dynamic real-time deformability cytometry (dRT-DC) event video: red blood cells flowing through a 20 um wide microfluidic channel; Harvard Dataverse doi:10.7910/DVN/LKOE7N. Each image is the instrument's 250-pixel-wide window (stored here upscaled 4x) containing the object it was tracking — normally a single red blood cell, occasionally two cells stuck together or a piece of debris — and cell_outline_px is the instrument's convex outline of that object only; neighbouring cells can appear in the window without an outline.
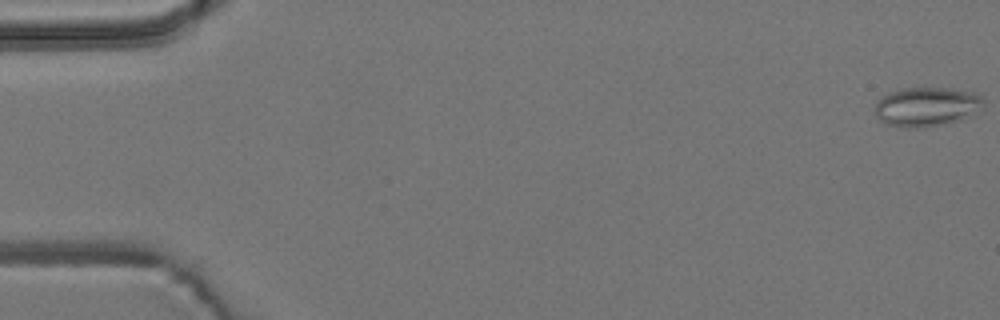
{"species": "common noctule bat (a hibernating species)", "species_latin": "Nyctalus noctula", "temperature_condition": "room temperature", "stored_images_in_passage": 5, "camera_frame_rate_fps": 3000, "um_per_image_px": 0.085, "animal": {"sex": "male", "body_mass_g": 19.2, "forearm_length_mm": 51.8}, "frame": {"image": 1, "passage_image": 1, "time_ms": 0.0, "image_size_px": [1000, 320], "cell_outline_px": [[984, 100], [972, 116], [964, 120], [948, 124], [924, 128], [904, 128], [884, 124], [876, 120], [876, 100], [888, 92], [900, 88], [944, 88], [976, 92]], "centroid_in_image_um": [78.72, 9.1], "position_along_channel_um": 6.3, "area_um2": 25.43}}